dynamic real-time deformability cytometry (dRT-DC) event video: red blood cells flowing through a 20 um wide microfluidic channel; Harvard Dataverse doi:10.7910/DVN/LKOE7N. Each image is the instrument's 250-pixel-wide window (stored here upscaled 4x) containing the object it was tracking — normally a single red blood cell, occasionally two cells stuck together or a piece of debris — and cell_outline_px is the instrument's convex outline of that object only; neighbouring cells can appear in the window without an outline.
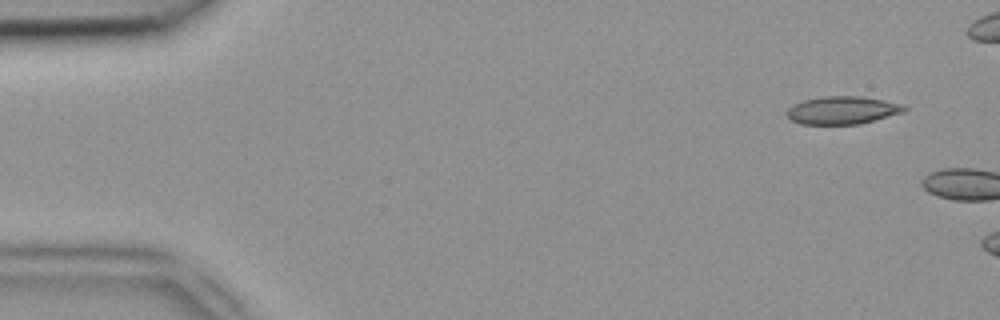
{"species": "common noctule bat (a hibernating species)", "species_latin": "Nyctalus noctula", "temperature_condition": "room temperature", "stored_images_in_passage": 5, "camera_frame_rate_fps": 3000, "um_per_image_px": 0.085, "animal": {"sex": "female", "body_mass_g": 18.4}, "frame": {"image": 1, "passage_image": 3, "time_ms": 0.667, "image_size_px": [1000, 320], "cell_outline_px": [[908, 108], [904, 112], [860, 124], [800, 124], [792, 120], [784, 112], [788, 108], [804, 100], [820, 96], [860, 96], [884, 100], [904, 104]], "centroid_in_image_um": [71.63, 9.36], "position_along_channel_um": 13.4, "area_um2": 19.13}}